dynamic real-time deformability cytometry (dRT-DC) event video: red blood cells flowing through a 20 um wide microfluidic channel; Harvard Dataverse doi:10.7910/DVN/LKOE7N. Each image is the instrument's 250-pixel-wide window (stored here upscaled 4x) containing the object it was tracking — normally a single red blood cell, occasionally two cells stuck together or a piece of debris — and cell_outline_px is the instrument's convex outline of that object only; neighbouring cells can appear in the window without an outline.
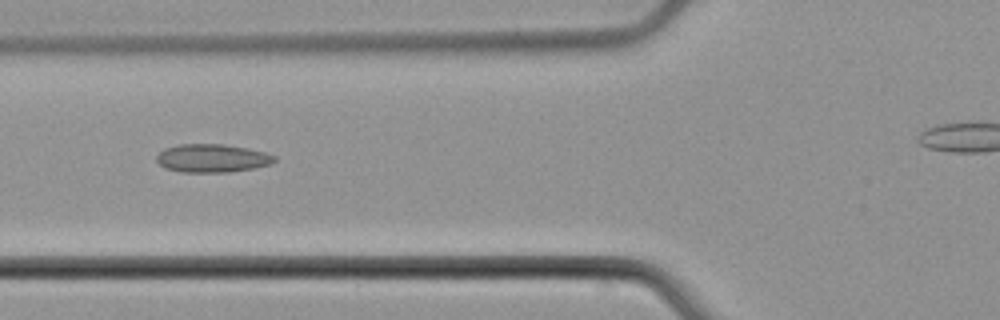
{"species": "common noctule bat (a hibernating species)", "species_latin": "Nyctalus noctula", "temperature_condition": "cold", "stored_images_in_passage": 6, "camera_frame_rate_fps": 3000, "um_per_image_px": 0.085, "animal": {"sex": "male", "body_mass_g": 21.5, "forearm_length_mm": 52.0}, "frame": {"image": 1, "passage_image": 2, "time_ms": 1.333, "image_size_px": [1000, 320], "cell_outline_px": [[276, 160], [272, 164], [252, 168], [228, 172], [180, 172], [164, 168], [156, 160], [156, 156], [164, 148], [180, 144], [224, 144], [248, 148], [264, 152], [276, 156]], "centroid_in_image_um": [18.02, 13.44], "position_along_channel_um": 107.8, "area_um2": 19.48}}
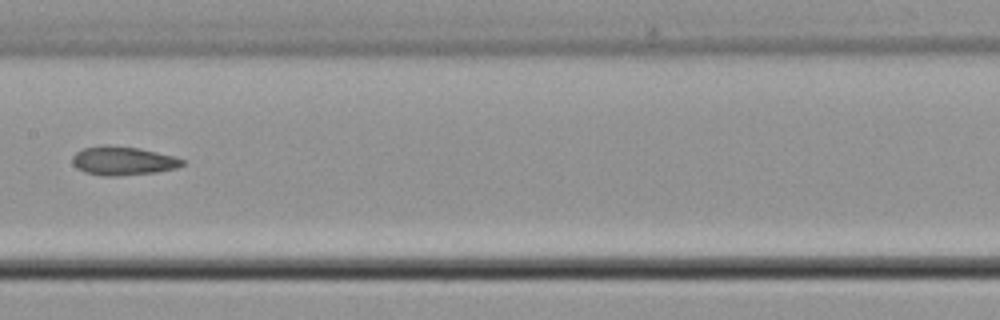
{"frame": {"image": 2, "passage_image": 4, "time_ms": 3.667, "image_size_px": [1000, 320], "cell_outline_px": [[184, 164], [176, 168], [156, 172], [116, 176], [104, 176], [84, 172], [76, 168], [72, 164], [72, 156], [76, 152], [84, 148], [100, 144], [108, 144], [140, 148], [176, 156], [184, 160]], "centroid_in_image_um": [10.43, 13.65], "position_along_channel_um": 197.0, "area_um2": 18.73}}
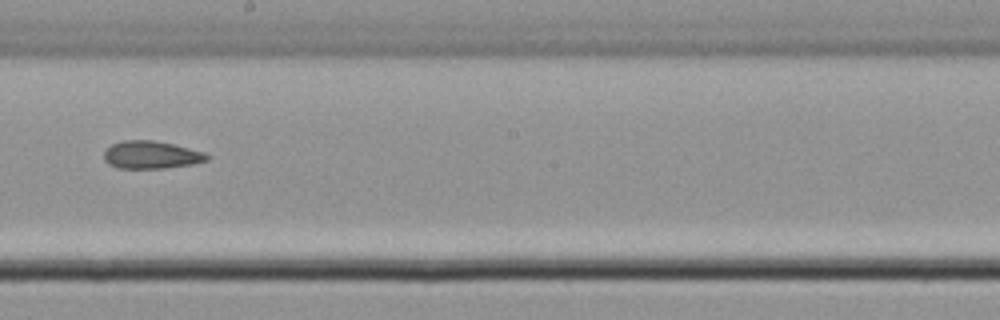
{"frame": {"image": 3, "passage_image": 6, "time_ms": 7.0, "image_size_px": [1000, 320], "cell_outline_px": [[208, 160], [192, 164], [164, 168], [116, 168], [108, 164], [104, 160], [104, 152], [112, 144], [124, 140], [152, 140], [172, 144], [204, 152], [208, 156]], "centroid_in_image_um": [12.82, 13.17], "position_along_channel_um": 235.4, "area_um2": 16.47}}